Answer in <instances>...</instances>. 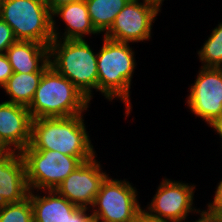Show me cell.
I'll return each mask as SVG.
<instances>
[{"label":"cell","instance_id":"obj_24","mask_svg":"<svg viewBox=\"0 0 222 222\" xmlns=\"http://www.w3.org/2000/svg\"><path fill=\"white\" fill-rule=\"evenodd\" d=\"M91 208H81L78 207L72 214L69 215L67 222H95L92 213L87 214V210Z\"/></svg>","mask_w":222,"mask_h":222},{"label":"cell","instance_id":"obj_7","mask_svg":"<svg viewBox=\"0 0 222 222\" xmlns=\"http://www.w3.org/2000/svg\"><path fill=\"white\" fill-rule=\"evenodd\" d=\"M127 180L109 176L100 187L92 205L95 222H137L143 209L137 199L138 191Z\"/></svg>","mask_w":222,"mask_h":222},{"label":"cell","instance_id":"obj_11","mask_svg":"<svg viewBox=\"0 0 222 222\" xmlns=\"http://www.w3.org/2000/svg\"><path fill=\"white\" fill-rule=\"evenodd\" d=\"M96 157L82 162L55 189L69 202L81 208L92 207L102 183L109 176L105 171L103 172Z\"/></svg>","mask_w":222,"mask_h":222},{"label":"cell","instance_id":"obj_6","mask_svg":"<svg viewBox=\"0 0 222 222\" xmlns=\"http://www.w3.org/2000/svg\"><path fill=\"white\" fill-rule=\"evenodd\" d=\"M29 190H55L82 164L79 157L53 150H34L28 145L22 152Z\"/></svg>","mask_w":222,"mask_h":222},{"label":"cell","instance_id":"obj_28","mask_svg":"<svg viewBox=\"0 0 222 222\" xmlns=\"http://www.w3.org/2000/svg\"><path fill=\"white\" fill-rule=\"evenodd\" d=\"M146 1L155 4L160 10L162 7V3L164 2V0H146Z\"/></svg>","mask_w":222,"mask_h":222},{"label":"cell","instance_id":"obj_29","mask_svg":"<svg viewBox=\"0 0 222 222\" xmlns=\"http://www.w3.org/2000/svg\"><path fill=\"white\" fill-rule=\"evenodd\" d=\"M137 222H159V221H153L150 219H147L144 215H142Z\"/></svg>","mask_w":222,"mask_h":222},{"label":"cell","instance_id":"obj_20","mask_svg":"<svg viewBox=\"0 0 222 222\" xmlns=\"http://www.w3.org/2000/svg\"><path fill=\"white\" fill-rule=\"evenodd\" d=\"M0 222H33L30 198L19 203L0 205Z\"/></svg>","mask_w":222,"mask_h":222},{"label":"cell","instance_id":"obj_2","mask_svg":"<svg viewBox=\"0 0 222 222\" xmlns=\"http://www.w3.org/2000/svg\"><path fill=\"white\" fill-rule=\"evenodd\" d=\"M135 52L127 42H118L103 36V44L97 52L98 91L108 101L113 98L124 102L126 116L132 111L131 82L136 69Z\"/></svg>","mask_w":222,"mask_h":222},{"label":"cell","instance_id":"obj_3","mask_svg":"<svg viewBox=\"0 0 222 222\" xmlns=\"http://www.w3.org/2000/svg\"><path fill=\"white\" fill-rule=\"evenodd\" d=\"M90 100L66 77L49 66L43 73L32 102V119L69 117L88 110Z\"/></svg>","mask_w":222,"mask_h":222},{"label":"cell","instance_id":"obj_5","mask_svg":"<svg viewBox=\"0 0 222 222\" xmlns=\"http://www.w3.org/2000/svg\"><path fill=\"white\" fill-rule=\"evenodd\" d=\"M0 18L17 40L49 46L54 39L51 11L44 0H0Z\"/></svg>","mask_w":222,"mask_h":222},{"label":"cell","instance_id":"obj_26","mask_svg":"<svg viewBox=\"0 0 222 222\" xmlns=\"http://www.w3.org/2000/svg\"><path fill=\"white\" fill-rule=\"evenodd\" d=\"M45 3L47 4V7L51 11V13L58 7L65 5V4H70L72 2H77L80 0H44Z\"/></svg>","mask_w":222,"mask_h":222},{"label":"cell","instance_id":"obj_1","mask_svg":"<svg viewBox=\"0 0 222 222\" xmlns=\"http://www.w3.org/2000/svg\"><path fill=\"white\" fill-rule=\"evenodd\" d=\"M83 115L32 119L29 145L34 150H53L79 157L83 162L92 159L96 151Z\"/></svg>","mask_w":222,"mask_h":222},{"label":"cell","instance_id":"obj_15","mask_svg":"<svg viewBox=\"0 0 222 222\" xmlns=\"http://www.w3.org/2000/svg\"><path fill=\"white\" fill-rule=\"evenodd\" d=\"M6 56L16 73L44 72L49 66V46L17 40L7 50Z\"/></svg>","mask_w":222,"mask_h":222},{"label":"cell","instance_id":"obj_12","mask_svg":"<svg viewBox=\"0 0 222 222\" xmlns=\"http://www.w3.org/2000/svg\"><path fill=\"white\" fill-rule=\"evenodd\" d=\"M31 122L27 106L0 103V144L6 150L21 153L31 141Z\"/></svg>","mask_w":222,"mask_h":222},{"label":"cell","instance_id":"obj_21","mask_svg":"<svg viewBox=\"0 0 222 222\" xmlns=\"http://www.w3.org/2000/svg\"><path fill=\"white\" fill-rule=\"evenodd\" d=\"M16 41L12 28L0 18V54L6 53V50Z\"/></svg>","mask_w":222,"mask_h":222},{"label":"cell","instance_id":"obj_4","mask_svg":"<svg viewBox=\"0 0 222 222\" xmlns=\"http://www.w3.org/2000/svg\"><path fill=\"white\" fill-rule=\"evenodd\" d=\"M49 62L89 100L93 89L98 91L97 53L85 39H53L49 45Z\"/></svg>","mask_w":222,"mask_h":222},{"label":"cell","instance_id":"obj_30","mask_svg":"<svg viewBox=\"0 0 222 222\" xmlns=\"http://www.w3.org/2000/svg\"><path fill=\"white\" fill-rule=\"evenodd\" d=\"M6 149L0 144V153L5 151Z\"/></svg>","mask_w":222,"mask_h":222},{"label":"cell","instance_id":"obj_19","mask_svg":"<svg viewBox=\"0 0 222 222\" xmlns=\"http://www.w3.org/2000/svg\"><path fill=\"white\" fill-rule=\"evenodd\" d=\"M201 67L222 68V22L213 30L198 51Z\"/></svg>","mask_w":222,"mask_h":222},{"label":"cell","instance_id":"obj_13","mask_svg":"<svg viewBox=\"0 0 222 222\" xmlns=\"http://www.w3.org/2000/svg\"><path fill=\"white\" fill-rule=\"evenodd\" d=\"M26 167L21 153L5 150L0 153V205L19 203L28 197Z\"/></svg>","mask_w":222,"mask_h":222},{"label":"cell","instance_id":"obj_14","mask_svg":"<svg viewBox=\"0 0 222 222\" xmlns=\"http://www.w3.org/2000/svg\"><path fill=\"white\" fill-rule=\"evenodd\" d=\"M51 16L54 39L76 40L85 39V35L99 34L92 25L85 0L62 5L56 8ZM55 16L64 21L66 25L64 33L59 32Z\"/></svg>","mask_w":222,"mask_h":222},{"label":"cell","instance_id":"obj_8","mask_svg":"<svg viewBox=\"0 0 222 222\" xmlns=\"http://www.w3.org/2000/svg\"><path fill=\"white\" fill-rule=\"evenodd\" d=\"M168 178L162 179L156 194L153 196L143 215L159 222H186L189 213H197L200 209L193 207L195 185H188Z\"/></svg>","mask_w":222,"mask_h":222},{"label":"cell","instance_id":"obj_25","mask_svg":"<svg viewBox=\"0 0 222 222\" xmlns=\"http://www.w3.org/2000/svg\"><path fill=\"white\" fill-rule=\"evenodd\" d=\"M198 213L200 214V218L192 222H221V216L211 213L208 210H200Z\"/></svg>","mask_w":222,"mask_h":222},{"label":"cell","instance_id":"obj_9","mask_svg":"<svg viewBox=\"0 0 222 222\" xmlns=\"http://www.w3.org/2000/svg\"><path fill=\"white\" fill-rule=\"evenodd\" d=\"M161 10L146 0H130L118 13L104 37L127 43H138L151 39V29Z\"/></svg>","mask_w":222,"mask_h":222},{"label":"cell","instance_id":"obj_17","mask_svg":"<svg viewBox=\"0 0 222 222\" xmlns=\"http://www.w3.org/2000/svg\"><path fill=\"white\" fill-rule=\"evenodd\" d=\"M43 73L44 72H14L2 87L10 98L6 102L28 106L32 102Z\"/></svg>","mask_w":222,"mask_h":222},{"label":"cell","instance_id":"obj_16","mask_svg":"<svg viewBox=\"0 0 222 222\" xmlns=\"http://www.w3.org/2000/svg\"><path fill=\"white\" fill-rule=\"evenodd\" d=\"M35 193L38 191L29 190L28 193L33 210V222H67L69 215L78 208L56 190H43L45 195L42 196Z\"/></svg>","mask_w":222,"mask_h":222},{"label":"cell","instance_id":"obj_18","mask_svg":"<svg viewBox=\"0 0 222 222\" xmlns=\"http://www.w3.org/2000/svg\"><path fill=\"white\" fill-rule=\"evenodd\" d=\"M130 0H85L95 30L105 34Z\"/></svg>","mask_w":222,"mask_h":222},{"label":"cell","instance_id":"obj_27","mask_svg":"<svg viewBox=\"0 0 222 222\" xmlns=\"http://www.w3.org/2000/svg\"><path fill=\"white\" fill-rule=\"evenodd\" d=\"M208 125L211 126L213 130L217 132V134H219L222 141V113L217 116L213 121H211Z\"/></svg>","mask_w":222,"mask_h":222},{"label":"cell","instance_id":"obj_22","mask_svg":"<svg viewBox=\"0 0 222 222\" xmlns=\"http://www.w3.org/2000/svg\"><path fill=\"white\" fill-rule=\"evenodd\" d=\"M207 210L222 216V180L218 183L213 201L207 204Z\"/></svg>","mask_w":222,"mask_h":222},{"label":"cell","instance_id":"obj_23","mask_svg":"<svg viewBox=\"0 0 222 222\" xmlns=\"http://www.w3.org/2000/svg\"><path fill=\"white\" fill-rule=\"evenodd\" d=\"M12 66L6 56V54H0V87L2 88L9 77L13 74Z\"/></svg>","mask_w":222,"mask_h":222},{"label":"cell","instance_id":"obj_10","mask_svg":"<svg viewBox=\"0 0 222 222\" xmlns=\"http://www.w3.org/2000/svg\"><path fill=\"white\" fill-rule=\"evenodd\" d=\"M186 103L207 124L222 113V68L200 67Z\"/></svg>","mask_w":222,"mask_h":222}]
</instances>
